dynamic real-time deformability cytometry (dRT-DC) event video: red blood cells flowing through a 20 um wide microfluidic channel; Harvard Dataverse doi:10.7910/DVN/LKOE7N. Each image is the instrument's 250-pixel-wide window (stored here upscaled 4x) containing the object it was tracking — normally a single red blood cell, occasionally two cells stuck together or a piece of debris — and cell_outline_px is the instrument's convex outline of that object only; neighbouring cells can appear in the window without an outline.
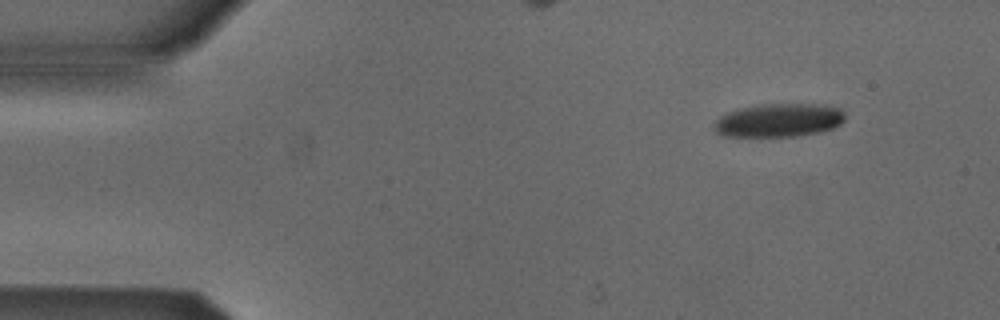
{"species": "Egyptian fruit bat (a non-hibernating species)", "species_latin": "Rousettus aegyptiacus", "temperature_condition": "cold", "stored_images_in_passage": 7, "camera_frame_rate_fps": 3000, "um_per_image_px": 0.085, "animal": {"sex": "male"}, "frame": {"image": 1, "passage_image": 1, "time_ms": 0.0, "image_size_px": [1000, 320], "cell_outline_px": [[844, 120], [840, 124], [832, 128], [820, 132], [800, 136], [724, 136], [716, 132], [712, 128], [712, 124], [720, 116], [728, 112], [744, 108], [764, 104], [824, 104], [840, 108], [844, 112]], "centroid_in_image_um": [66.21, 10.23], "position_along_channel_um": 18.8, "area_um2": 25.55}}
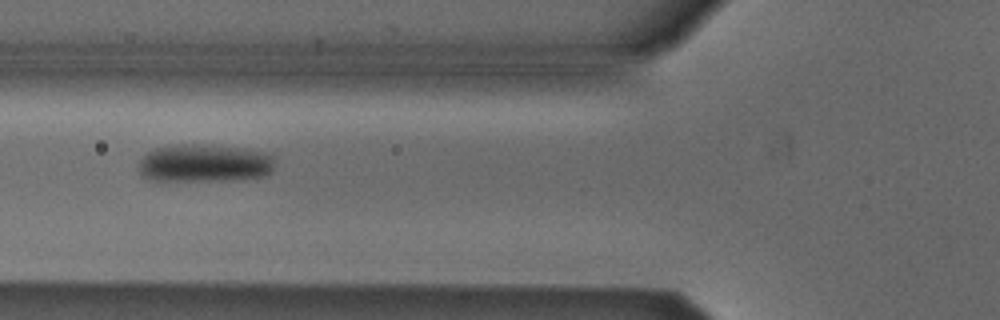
{"frame": {"image": 2, "passage_image": 4, "time_ms": 4.667, "image_size_px": [1000, 320], "cell_outline_px": [[272, 172], [264, 176], [228, 180], [148, 180], [140, 176], [136, 168], [140, 160], [148, 152], [156, 148], [176, 144], [192, 144], [244, 148], [264, 152], [272, 156]], "centroid_in_image_um": [17.3, 13.87], "position_along_channel_um": 108.5, "area_um2": 30.06}}
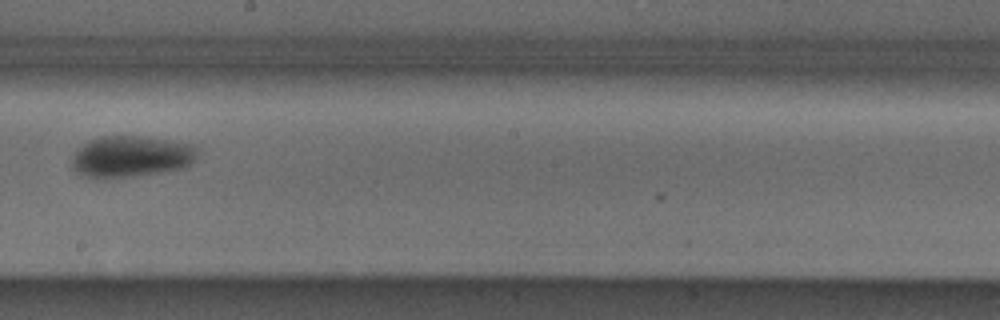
{"frame": {"image": 3, "passage_image": 7, "time_ms": 8.0, "image_size_px": [1000, 320], "cell_outline_px": [[200, 152], [192, 164], [184, 168], [168, 172], [104, 180], [84, 176], [76, 172], [72, 168], [72, 156], [84, 144], [100, 136], [136, 136], [168, 140], [196, 144], [200, 148]], "centroid_in_image_um": [11.21, 13.34], "position_along_channel_um": 237.0, "area_um2": 31.04}}